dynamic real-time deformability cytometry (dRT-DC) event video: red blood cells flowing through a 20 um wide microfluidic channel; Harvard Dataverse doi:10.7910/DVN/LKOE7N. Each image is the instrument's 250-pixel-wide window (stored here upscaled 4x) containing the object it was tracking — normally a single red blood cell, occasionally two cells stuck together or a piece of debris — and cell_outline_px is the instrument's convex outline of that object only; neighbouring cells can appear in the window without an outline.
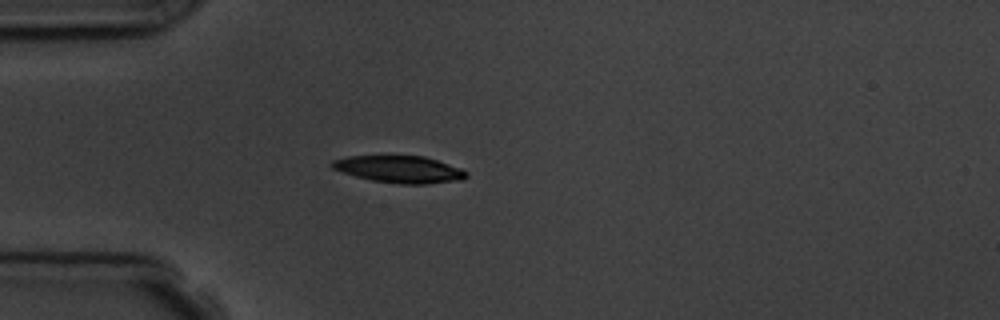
{"species": "common noctule bat (a hibernating species)", "species_latin": "Nyctalus noctula", "temperature_condition": "room temperature", "stored_images_in_passage": 4, "camera_frame_rate_fps": 3000, "um_per_image_px": 0.085, "animal": {"sex": "male", "body_mass_g": 19.5, "forearm_length_mm": 54.6}, "frame": {"image": 1, "passage_image": 3, "time_ms": 2.333, "image_size_px": [1000, 320], "cell_outline_px": [[468, 176], [460, 180], [424, 184], [400, 184], [372, 180], [356, 176], [332, 168], [328, 164], [332, 160], [348, 156], [424, 156], [460, 168], [468, 172]], "centroid_in_image_um": [33.94, 14.39], "position_along_channel_um": 51.1, "area_um2": 20.98}}